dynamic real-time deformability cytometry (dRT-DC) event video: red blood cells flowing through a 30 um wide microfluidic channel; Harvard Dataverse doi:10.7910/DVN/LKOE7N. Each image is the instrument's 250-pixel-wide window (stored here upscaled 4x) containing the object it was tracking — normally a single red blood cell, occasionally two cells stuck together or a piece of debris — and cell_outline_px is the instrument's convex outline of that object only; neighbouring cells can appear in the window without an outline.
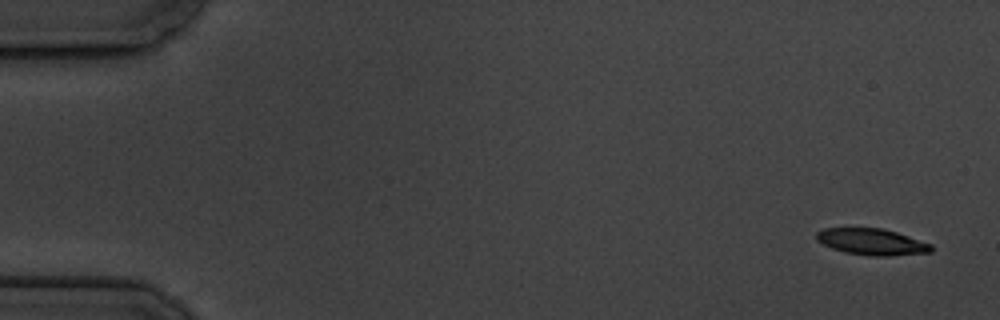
{"species": "common noctule bat (a hibernating species)", "species_latin": "Nyctalus noctula", "temperature_condition": "cold", "stored_images_in_passage": 5, "camera_frame_rate_fps": 3000, "um_per_image_px": 0.085, "animal": {"sex": "male", "body_mass_g": 19.5, "forearm_length_mm": 54.6}, "frame": {"image": 1, "passage_image": 1, "time_ms": 0.0, "image_size_px": [1000, 320], "cell_outline_px": [[932, 252], [888, 256], [872, 256], [844, 252], [832, 248], [816, 240], [816, 232], [824, 228], [884, 228], [932, 244]], "centroid_in_image_um": [74.1, 20.55], "position_along_channel_um": 10.9, "area_um2": 17.63}}
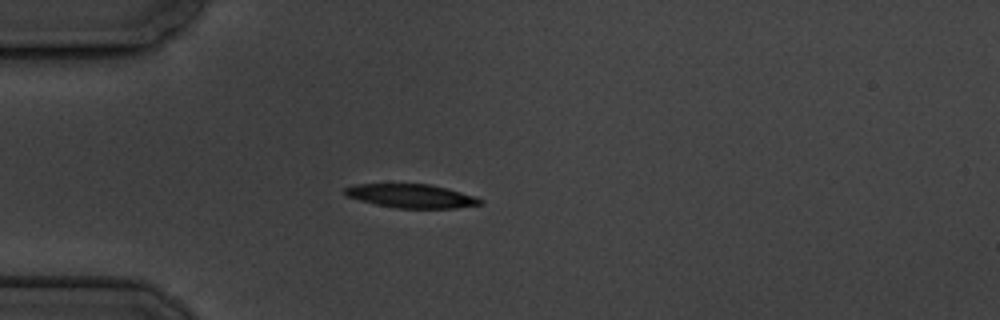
{"frame": {"image": 2, "passage_image": 5, "time_ms": 4.667, "image_size_px": [1000, 320], "cell_outline_px": [[484, 204], [456, 208], [396, 208], [376, 204], [344, 196], [344, 188], [356, 184], [428, 184], [476, 196], [484, 200]], "centroid_in_image_um": [34.97, 16.66], "position_along_channel_um": 50.0, "area_um2": 18.67}}